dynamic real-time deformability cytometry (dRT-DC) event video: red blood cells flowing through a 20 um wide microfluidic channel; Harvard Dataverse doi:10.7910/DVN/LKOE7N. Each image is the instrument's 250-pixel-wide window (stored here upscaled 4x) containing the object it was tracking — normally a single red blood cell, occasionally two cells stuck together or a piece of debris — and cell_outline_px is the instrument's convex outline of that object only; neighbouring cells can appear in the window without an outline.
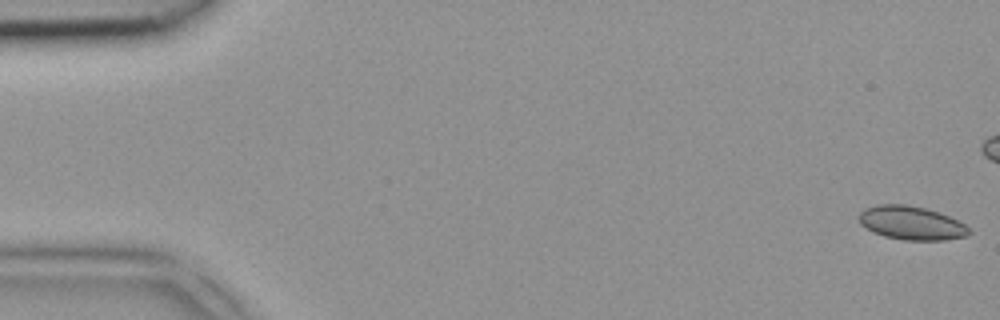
{"species": "common noctule bat (a hibernating species)", "species_latin": "Nyctalus noctula", "temperature_condition": "room temperature", "stored_images_in_passage": 8, "camera_frame_rate_fps": 3000, "um_per_image_px": 0.085, "animal": {"sex": "female", "body_mass_g": 18.4}, "frame": {"image": 1, "passage_image": 1, "time_ms": 0.0, "image_size_px": [1000, 320], "cell_outline_px": [[972, 232], [968, 236], [944, 240], [904, 240], [884, 236], [872, 232], [860, 224], [860, 212], [864, 208], [876, 204], [908, 204], [924, 208], [948, 216], [964, 224]], "centroid_in_image_um": [77.44, 18.95], "position_along_channel_um": 7.6, "area_um2": 21.56}}